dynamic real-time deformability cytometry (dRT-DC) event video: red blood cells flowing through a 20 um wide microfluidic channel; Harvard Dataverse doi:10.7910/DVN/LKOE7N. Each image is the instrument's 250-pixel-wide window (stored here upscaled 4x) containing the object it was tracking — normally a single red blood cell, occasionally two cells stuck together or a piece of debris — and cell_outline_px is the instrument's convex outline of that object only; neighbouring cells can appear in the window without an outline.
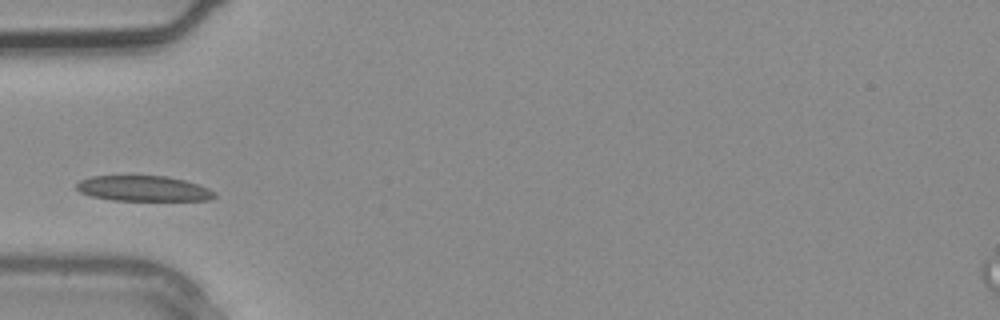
{"species": "common noctule bat (a hibernating species)", "species_latin": "Nyctalus noctula", "temperature_condition": "warm", "stored_images_in_passage": 2, "camera_frame_rate_fps": 3000, "um_per_image_px": 0.085, "animal": {"sex": "male", "body_mass_g": 20.4}, "frame": {"image": 1, "passage_image": 2, "time_ms": 0.333, "image_size_px": [1000, 320], "cell_outline_px": [[216, 196], [208, 200], [112, 200], [92, 196], [80, 192], [76, 188], [76, 184], [80, 180], [92, 176], [164, 176], [184, 180], [208, 188], [216, 192]], "centroid_in_image_um": [12.18, 16.02], "position_along_channel_um": 72.8, "area_um2": 20.23}}